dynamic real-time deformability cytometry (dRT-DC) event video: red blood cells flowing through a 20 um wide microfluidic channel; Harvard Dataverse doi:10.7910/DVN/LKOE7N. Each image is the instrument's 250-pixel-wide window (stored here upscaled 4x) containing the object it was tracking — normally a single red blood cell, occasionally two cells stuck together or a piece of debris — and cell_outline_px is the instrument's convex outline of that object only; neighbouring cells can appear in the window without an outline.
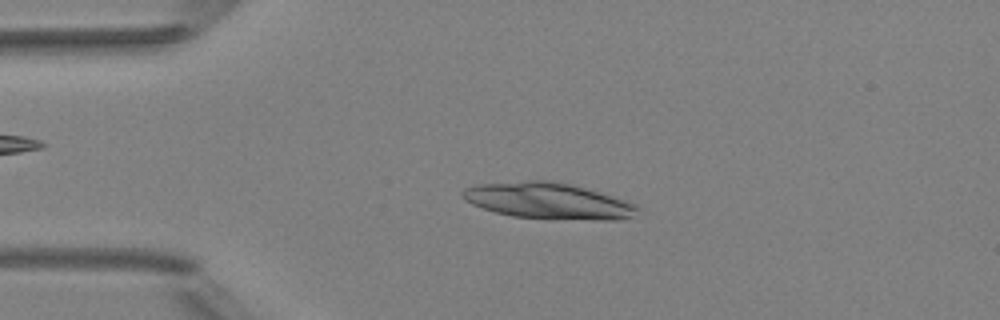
{"species": "Egyptian fruit bat (a non-hibernating species)", "species_latin": "Rousettus aegyptiacus", "temperature_condition": "room temperature", "stored_images_in_passage": 3, "camera_frame_rate_fps": 3000, "um_per_image_px": 0.085, "animal": {"sex": "female"}, "frame": {"image": 1, "passage_image": 2, "time_ms": 1.333, "image_size_px": [1000, 320], "cell_outline_px": [[640, 208], [628, 216], [620, 220], [596, 220], [512, 216], [496, 212], [472, 204], [464, 200], [460, 196], [460, 192], [464, 188], [480, 184], [528, 180], [548, 180], [572, 184], [628, 200], [636, 204]], "centroid_in_image_um": [46.58, 17.05], "position_along_channel_um": 38.4, "area_um2": 36.65}}